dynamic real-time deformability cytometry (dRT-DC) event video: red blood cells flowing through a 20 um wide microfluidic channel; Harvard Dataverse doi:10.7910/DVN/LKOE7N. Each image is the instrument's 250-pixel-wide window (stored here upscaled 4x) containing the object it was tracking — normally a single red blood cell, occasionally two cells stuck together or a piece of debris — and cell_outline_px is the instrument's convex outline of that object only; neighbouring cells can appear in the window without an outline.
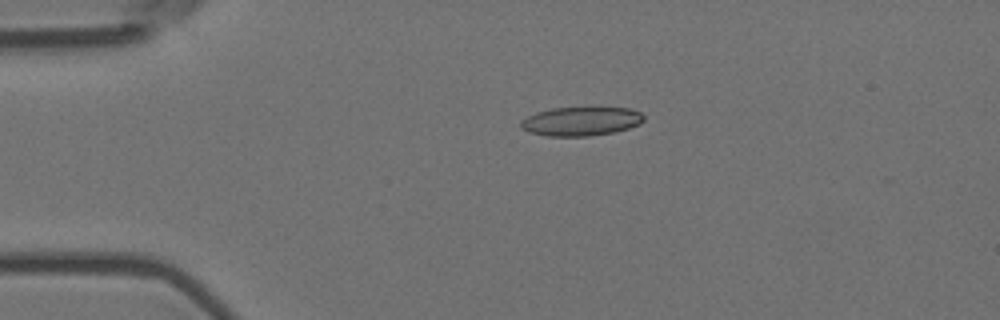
{"species": "Egyptian fruit bat (a non-hibernating species)", "species_latin": "Rousettus aegyptiacus", "temperature_condition": "room temperature", "stored_images_in_passage": 5, "camera_frame_rate_fps": 3000, "um_per_image_px": 0.085, "animal": {"sex": "female"}, "frame": {"image": 1, "passage_image": 2, "time_ms": 0.333, "image_size_px": [1000, 320], "cell_outline_px": [[644, 120], [640, 124], [628, 128], [612, 132], [588, 136], [548, 136], [528, 132], [520, 128], [520, 120], [536, 112], [552, 108], [628, 108], [640, 112], [644, 116]], "centroid_in_image_um": [49.35, 10.31], "position_along_channel_um": 35.7, "area_um2": 20.63}}
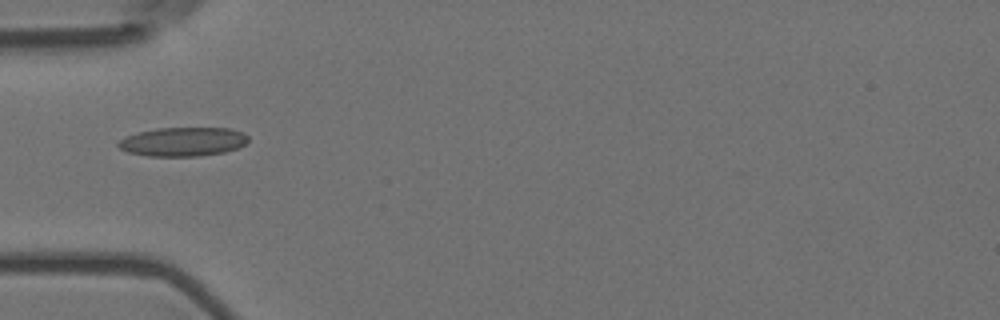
{"frame": {"image": 2, "passage_image": 4, "time_ms": 1.0, "image_size_px": [1000, 320], "cell_outline_px": [[248, 140], [244, 144], [236, 148], [224, 152], [200, 156], [148, 156], [128, 152], [120, 148], [116, 144], [124, 136], [156, 128], [228, 128], [244, 132], [248, 136]], "centroid_in_image_um": [15.54, 12.04], "position_along_channel_um": 69.5, "area_um2": 21.91}}
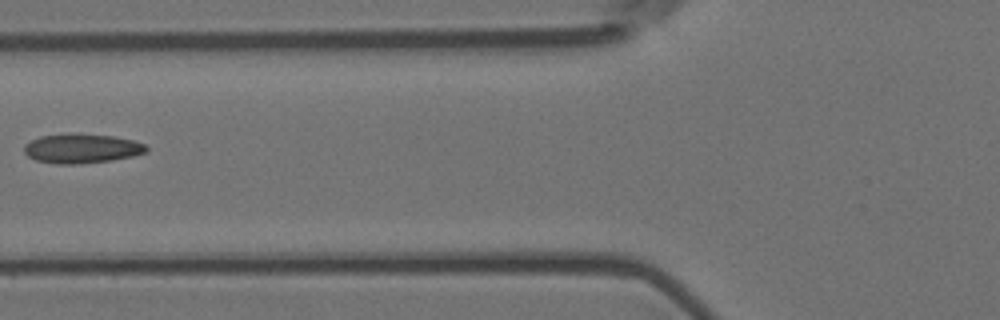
{"frame": {"image": 3, "passage_image": 5, "time_ms": 1.333, "image_size_px": [1000, 320], "cell_outline_px": [[148, 148], [144, 152], [132, 156], [112, 160], [80, 164], [56, 164], [36, 160], [28, 156], [24, 152], [24, 144], [40, 136], [68, 132], [112, 136], [132, 140], [144, 144]], "centroid_in_image_um": [6.89, 12.61], "position_along_channel_um": 118.9, "area_um2": 21.04}}